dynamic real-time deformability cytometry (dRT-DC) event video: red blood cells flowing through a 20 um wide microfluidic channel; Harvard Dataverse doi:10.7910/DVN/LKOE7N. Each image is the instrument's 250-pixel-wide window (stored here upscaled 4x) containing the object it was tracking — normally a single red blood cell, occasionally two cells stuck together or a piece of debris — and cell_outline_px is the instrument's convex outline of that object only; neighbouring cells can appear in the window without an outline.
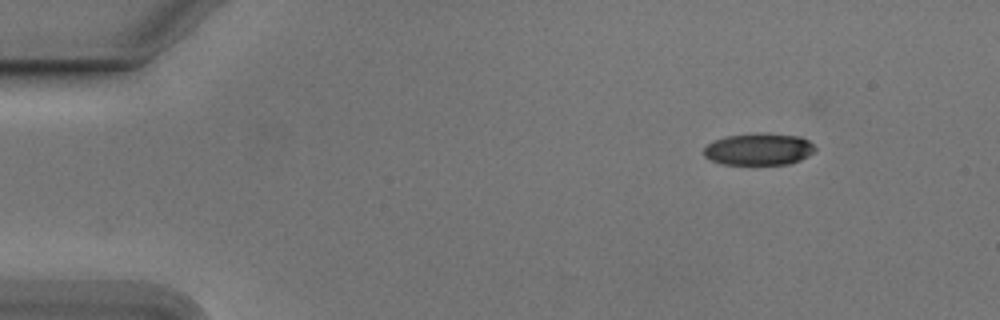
{"species": "Egyptian fruit bat (a non-hibernating species)", "species_latin": "Rousettus aegyptiacus", "temperature_condition": "cold", "stored_images_in_passage": 10, "camera_frame_rate_fps": 3000, "um_per_image_px": 0.085, "animal": {"sex": "male"}, "frame": {"image": 1, "passage_image": 1, "time_ms": 0.0, "image_size_px": [1000, 320], "cell_outline_px": [[816, 148], [808, 156], [800, 160], [788, 164], [720, 164], [704, 156], [704, 148], [712, 140], [724, 136], [756, 132], [764, 132], [800, 136], [808, 140]], "centroid_in_image_um": [64.48, 12.66], "position_along_channel_um": 20.5, "area_um2": 20.98}}
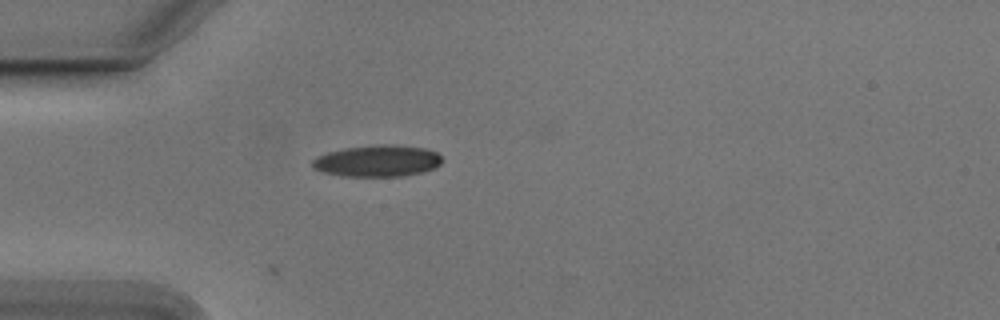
{"frame": {"image": 2, "passage_image": 10, "time_ms": 3.0, "image_size_px": [1000, 320], "cell_outline_px": [[444, 160], [436, 168], [404, 176], [340, 176], [324, 172], [312, 168], [312, 160], [316, 156], [328, 152], [344, 148], [376, 144], [392, 144], [424, 148], [436, 152]], "centroid_in_image_um": [32.07, 13.67], "position_along_channel_um": 52.9, "area_um2": 24.04}}